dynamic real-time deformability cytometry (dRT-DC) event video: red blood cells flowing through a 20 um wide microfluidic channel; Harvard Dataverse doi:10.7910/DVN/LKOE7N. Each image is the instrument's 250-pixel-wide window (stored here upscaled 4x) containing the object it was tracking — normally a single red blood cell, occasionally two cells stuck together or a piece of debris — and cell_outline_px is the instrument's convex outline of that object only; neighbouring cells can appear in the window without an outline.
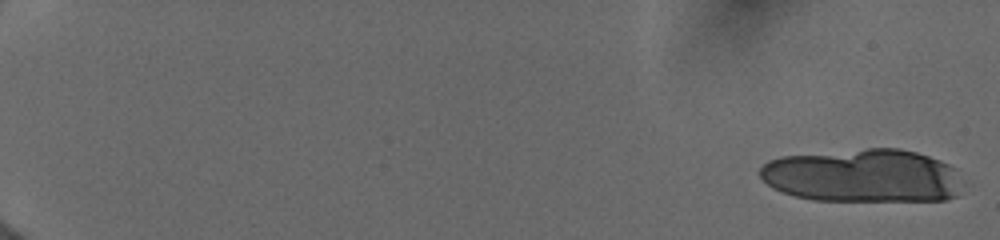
{"species": "human", "species_latin": "Homo sapiens", "temperature_condition": "cold", "stored_images_in_passage": 13, "camera_frame_rate_fps": 3000, "um_per_image_px": 0.085, "donor": {"sex": "female"}, "frame": {"image": 1, "passage_image": 1, "time_ms": 0.0, "image_size_px": [1000, 240], "cell_outline_px": [[956, 196], [944, 200], [812, 200], [796, 196], [772, 188], [760, 176], [760, 168], [768, 160], [780, 156], [868, 148], [900, 148], [916, 152], [940, 160], [956, 168]], "centroid_in_image_um": [73.27, 14.92], "position_along_channel_um": 11.7, "area_um2": 62.48}}